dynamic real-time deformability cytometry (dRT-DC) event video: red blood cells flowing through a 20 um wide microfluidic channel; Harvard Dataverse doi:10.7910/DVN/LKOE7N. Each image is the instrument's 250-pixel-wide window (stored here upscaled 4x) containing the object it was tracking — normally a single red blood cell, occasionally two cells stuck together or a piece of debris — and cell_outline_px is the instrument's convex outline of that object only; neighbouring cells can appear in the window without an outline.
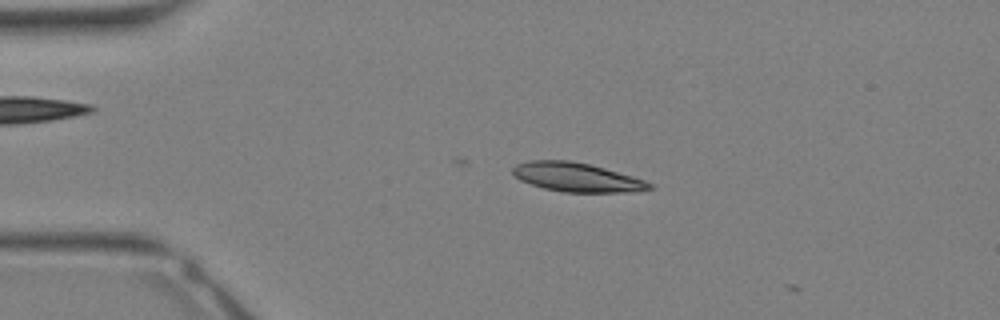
{"species": "Egyptian fruit bat (a non-hibernating species)", "species_latin": "Rousettus aegyptiacus", "temperature_condition": "warm", "stored_images_in_passage": 2, "camera_frame_rate_fps": 3000, "um_per_image_px": 0.085, "animal": {"sex": "female"}, "frame": {"image": 1, "passage_image": 1, "time_ms": 0.0, "image_size_px": [1000, 320], "cell_outline_px": [[656, 188], [636, 192], [564, 192], [544, 188], [520, 180], [512, 172], [512, 168], [516, 164], [528, 160], [568, 160], [588, 164], [604, 168], [632, 176], [644, 180], [652, 184]], "centroid_in_image_um": [49.05, 15.07], "position_along_channel_um": 36.0, "area_um2": 23.06}}